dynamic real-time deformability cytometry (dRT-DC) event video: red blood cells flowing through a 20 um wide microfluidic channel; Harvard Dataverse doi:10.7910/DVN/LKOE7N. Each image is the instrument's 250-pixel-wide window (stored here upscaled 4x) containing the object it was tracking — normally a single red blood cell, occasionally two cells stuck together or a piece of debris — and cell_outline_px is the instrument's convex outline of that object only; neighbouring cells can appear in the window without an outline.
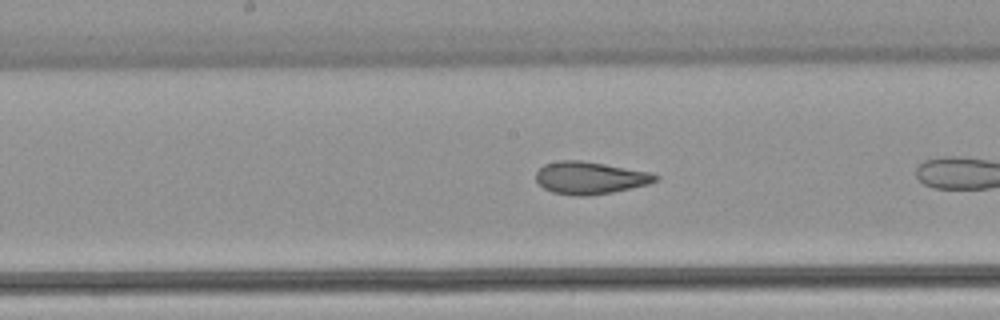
{"species": "common noctule bat (a hibernating species)", "species_latin": "Nyctalus noctula", "temperature_condition": "warm", "stored_images_in_passage": 17, "camera_frame_rate_fps": 3000, "um_per_image_px": 0.085, "animal": {"sex": "female", "body_mass_g": 22.7, "forearm_length_mm": 54.2}, "frame": {"image": 1, "passage_image": 12, "time_ms": 3.667, "image_size_px": [1000, 320], "cell_outline_px": [[660, 180], [648, 184], [612, 192], [584, 196], [572, 196], [552, 192], [544, 188], [536, 180], [536, 172], [544, 164], [560, 160], [580, 160], [604, 164], [648, 172], [660, 176]], "centroid_in_image_um": [50.13, 15.12], "position_along_channel_um": 198.1, "area_um2": 22.43}}
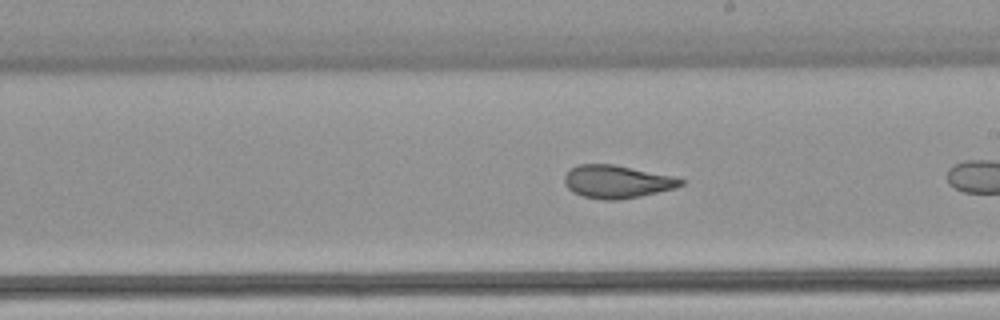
{"frame": {"image": 2, "passage_image": 15, "time_ms": 4.667, "image_size_px": [1000, 320], "cell_outline_px": [[684, 184], [676, 188], [640, 196], [616, 200], [604, 200], [584, 196], [572, 192], [564, 184], [564, 176], [572, 168], [580, 164], [612, 164], [672, 176], [684, 180]], "centroid_in_image_um": [52.43, 15.45], "position_along_channel_um": 236.6, "area_um2": 22.08}}